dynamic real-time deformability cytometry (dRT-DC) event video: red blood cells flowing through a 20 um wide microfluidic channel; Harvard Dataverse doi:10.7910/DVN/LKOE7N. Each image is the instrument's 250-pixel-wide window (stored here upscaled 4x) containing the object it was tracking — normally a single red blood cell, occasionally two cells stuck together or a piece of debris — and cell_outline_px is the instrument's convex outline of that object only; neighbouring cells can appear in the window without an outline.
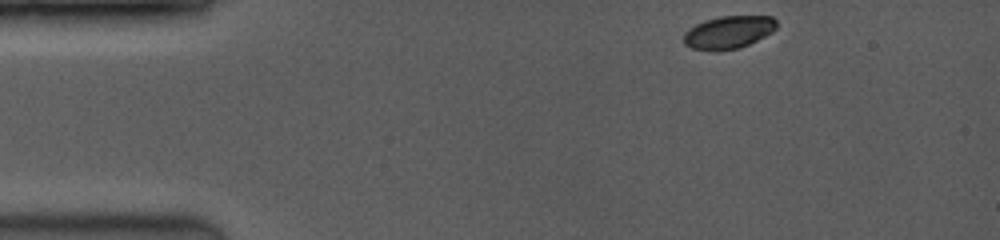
{"species": "common noctule bat (a hibernating species)", "species_latin": "Nyctalus noctula", "temperature_condition": "room temperature", "stored_images_in_passage": 56, "camera_frame_rate_fps": 3500, "um_per_image_px": 0.085, "animal": {"sex": "female", "body_mass_g": 19.0, "forearm_length_mm": 53.3}, "frame": {"image": 1, "passage_image": 1, "time_ms": 0.0, "image_size_px": [1000, 240], "cell_outline_px": [[776, 28], [772, 32], [740, 48], [720, 52], [712, 52], [692, 48], [684, 44], [684, 32], [688, 28], [704, 20], [720, 16], [772, 16], [776, 20]], "centroid_in_image_um": [61.89, 2.76], "position_along_channel_um": 23.1, "area_um2": 17.98}}
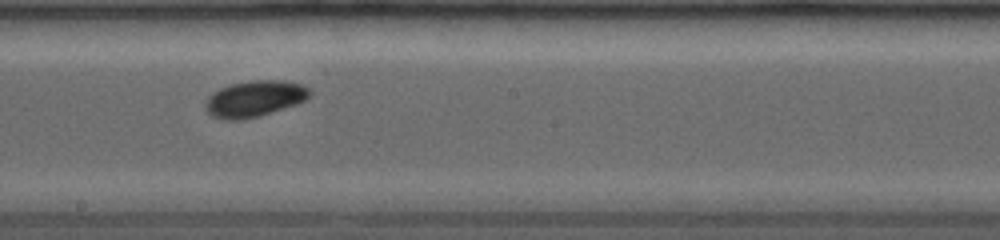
{"frame": {"image": 2, "passage_image": 32, "time_ms": 6.857, "image_size_px": [1000, 240], "cell_outline_px": [[312, 96], [296, 104], [260, 116], [240, 120], [224, 120], [212, 116], [204, 108], [204, 104], [208, 96], [212, 92], [228, 84], [252, 80], [284, 80], [300, 84], [308, 88], [312, 92]], "centroid_in_image_um": [21.61, 8.39], "position_along_channel_um": 226.6, "area_um2": 22.25}}
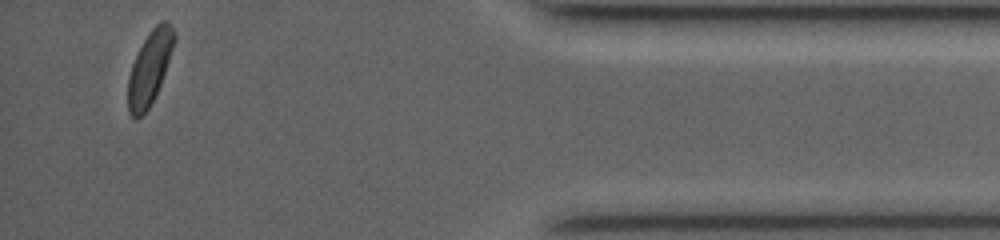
{"frame": {"image": 3, "passage_image": 56, "time_ms": 12.571, "image_size_px": [1000, 240], "cell_outline_px": [[176, 40], [160, 84], [148, 108], [136, 120], [128, 112], [128, 76], [132, 64], [148, 32], [160, 20], [168, 20], [176, 36]], "centroid_in_image_um": [12.72, 5.73], "position_along_channel_um": 422.5, "area_um2": 19.48}, "authors_computed_cell_mechanics": {"area_um2": 19.9988, "velocity_mm_per_s": 4.1182, "shape_relaxation_time_tau1_ms": 1.3176, "shape_relaxation_time_tau2_ms": null, "deformation_change_tau1": 0.0823, "deformation_change_tau2": null}}